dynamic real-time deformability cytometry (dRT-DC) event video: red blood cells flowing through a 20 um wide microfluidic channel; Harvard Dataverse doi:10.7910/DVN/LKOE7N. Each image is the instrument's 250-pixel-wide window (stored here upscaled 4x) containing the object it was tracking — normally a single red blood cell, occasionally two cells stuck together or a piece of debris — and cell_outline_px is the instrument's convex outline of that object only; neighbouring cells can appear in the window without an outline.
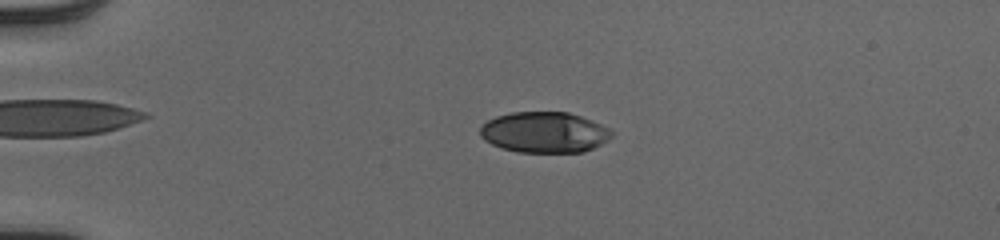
{"species": "human", "species_latin": "Homo sapiens", "temperature_condition": "cold", "stored_images_in_passage": 52, "camera_frame_rate_fps": 3000, "um_per_image_px": 0.085, "donor": {"sex": "male"}, "frame": {"image": 1, "passage_image": 13, "time_ms": 4.0, "image_size_px": [1000, 240], "cell_outline_px": [[612, 136], [608, 140], [584, 152], [516, 152], [500, 148], [484, 140], [480, 136], [480, 124], [496, 116], [512, 112], [568, 112], [580, 116], [612, 128]], "centroid_in_image_um": [46.25, 11.25], "position_along_channel_um": 38.7, "area_um2": 31.5}}
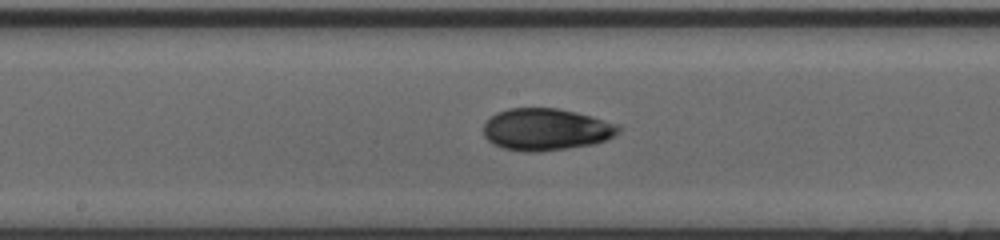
{"frame": {"image": 2, "passage_image": 29, "time_ms": 9.333, "image_size_px": [1000, 240], "cell_outline_px": [[620, 132], [604, 140], [592, 144], [568, 148], [540, 152], [520, 152], [504, 148], [492, 144], [484, 136], [484, 124], [496, 112], [508, 108], [556, 108], [576, 112], [592, 116], [620, 124]], "centroid_in_image_um": [46.4, 11.0], "position_along_channel_um": 201.8, "area_um2": 33.18}}
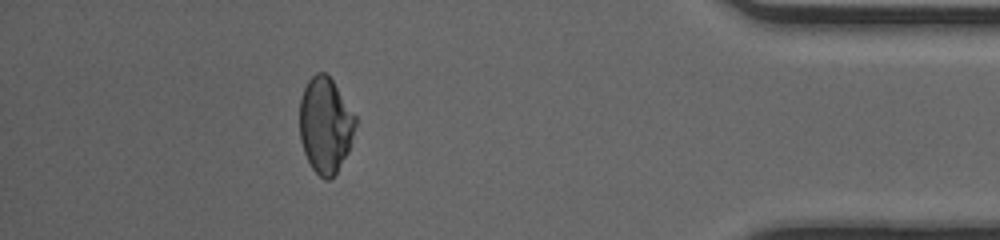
{"frame": {"image": 3, "passage_image": 47, "time_ms": 15.333, "image_size_px": [1000, 240], "cell_outline_px": [[356, 124], [348, 152], [336, 172], [328, 180], [324, 180], [312, 168], [304, 152], [300, 140], [300, 100], [304, 88], [308, 80], [316, 72], [324, 72], [332, 80], [356, 116]], "centroid_in_image_um": [27.65, 10.63], "position_along_channel_um": 407.6, "area_um2": 30.87}, "authors_computed_cell_mechanics": {"area_um2": 31.9923, "velocity_mm_per_s": 4.069, "shape_relaxation_time_tau1_ms": 4.2812, "shape_relaxation_time_tau2_ms": 1.7365, "deformation_change_tau1": 0.1538, "deformation_change_tau2": 0.048}}